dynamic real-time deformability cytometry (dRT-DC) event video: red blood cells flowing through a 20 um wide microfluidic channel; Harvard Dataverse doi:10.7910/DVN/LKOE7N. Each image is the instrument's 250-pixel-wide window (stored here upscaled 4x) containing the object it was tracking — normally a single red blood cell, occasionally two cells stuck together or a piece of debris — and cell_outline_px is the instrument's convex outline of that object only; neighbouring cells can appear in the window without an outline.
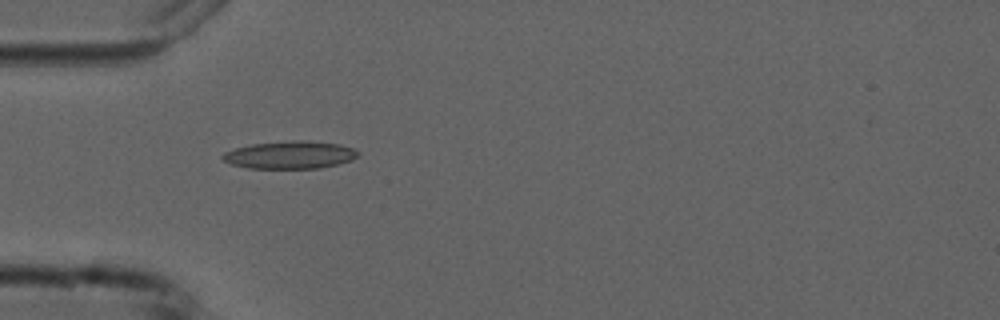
{"species": "common noctule bat (a hibernating species)", "species_latin": "Nyctalus noctula", "temperature_condition": "cold", "stored_images_in_passage": 2, "camera_frame_rate_fps": 3000, "um_per_image_px": 0.085, "animal": {"sex": "male", "forearm_length_mm": 52.5}, "frame": {"image": 1, "passage_image": 1, "time_ms": 0.0, "image_size_px": [1000, 320], "cell_outline_px": [[360, 156], [352, 160], [320, 168], [248, 168], [232, 164], [224, 160], [220, 156], [224, 152], [236, 148], [252, 144], [292, 140], [308, 140], [340, 144], [352, 148], [360, 152]], "centroid_in_image_um": [24.68, 13.16], "position_along_channel_um": 60.3, "area_um2": 21.85}}
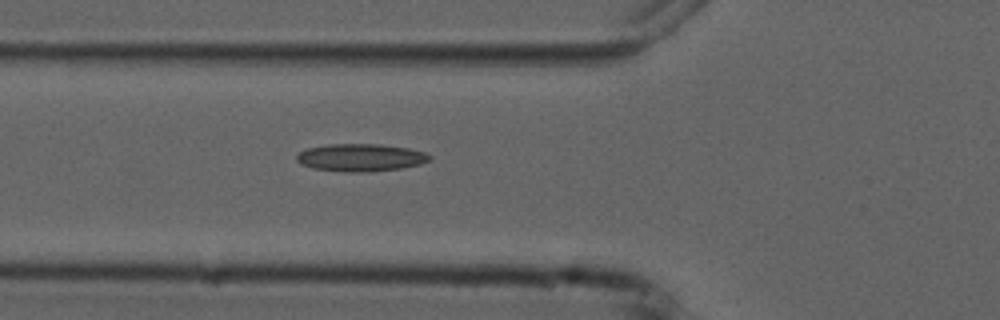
{"frame": {"image": 2, "passage_image": 2, "time_ms": 1.0, "image_size_px": [1000, 320], "cell_outline_px": [[432, 160], [420, 164], [400, 168], [372, 172], [344, 172], [312, 168], [300, 164], [296, 160], [296, 156], [300, 152], [308, 148], [328, 144], [380, 144], [408, 148], [424, 152], [432, 156]], "centroid_in_image_um": [30.66, 13.4], "position_along_channel_um": 95.1, "area_um2": 21.5}}